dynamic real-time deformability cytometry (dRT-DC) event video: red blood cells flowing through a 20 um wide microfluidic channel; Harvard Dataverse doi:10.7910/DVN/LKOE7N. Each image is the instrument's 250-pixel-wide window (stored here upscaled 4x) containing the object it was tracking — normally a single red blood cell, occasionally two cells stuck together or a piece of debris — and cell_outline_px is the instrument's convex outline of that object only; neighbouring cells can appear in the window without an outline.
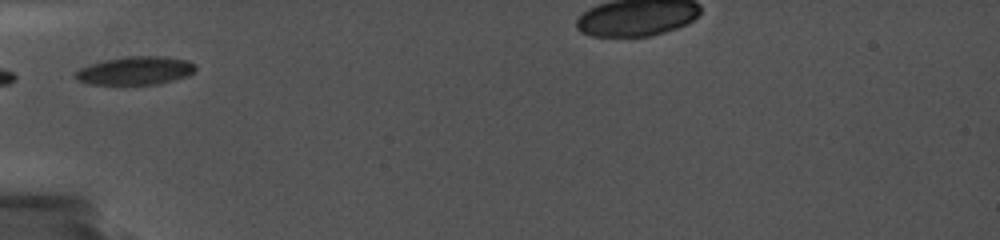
{"species": "common noctule bat (a hibernating species)", "species_latin": "Nyctalus noctula", "temperature_condition": "cold", "stored_images_in_passage": 20, "camera_frame_rate_fps": 5000, "um_per_image_px": 0.085, "animal": {"sex": "female", "body_mass_g": 19.0, "forearm_length_mm": 56.7}, "frame": {"image": 1, "passage_image": 1, "time_ms": 0.0, "image_size_px": [1000, 240], "cell_outline_px": [[196, 68], [188, 76], [156, 84], [88, 84], [76, 80], [72, 76], [80, 68], [88, 64], [104, 60], [124, 56], [164, 56], [188, 60], [196, 64]], "centroid_in_image_um": [11.47, 5.99], "position_along_channel_um": 73.5, "area_um2": 19.94}}